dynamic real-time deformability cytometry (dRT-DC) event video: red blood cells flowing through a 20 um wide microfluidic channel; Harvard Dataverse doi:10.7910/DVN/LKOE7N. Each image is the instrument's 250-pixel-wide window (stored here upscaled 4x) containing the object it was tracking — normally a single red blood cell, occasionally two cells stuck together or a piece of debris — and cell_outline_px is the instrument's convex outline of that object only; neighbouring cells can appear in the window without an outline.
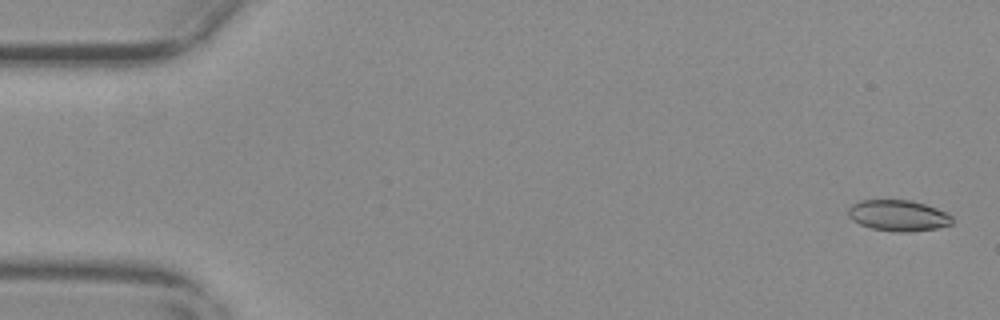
{"species": "common noctule bat (a hibernating species)", "species_latin": "Nyctalus noctula", "temperature_condition": "warm", "stored_images_in_passage": 57, "camera_frame_rate_fps": 3000, "um_per_image_px": 0.085, "animal": {"sex": "female", "body_mass_g": 29.2, "forearm_length_mm": 56.3}, "frame": {"image": 1, "passage_image": 2, "time_ms": 0.333, "image_size_px": [1000, 320], "cell_outline_px": [[952, 224], [936, 228], [912, 232], [892, 232], [872, 228], [860, 224], [852, 220], [848, 216], [848, 208], [852, 204], [860, 200], [912, 200], [948, 212], [952, 216]], "centroid_in_image_um": [76.35, 18.32], "position_along_channel_um": 8.6, "area_um2": 18.96}}
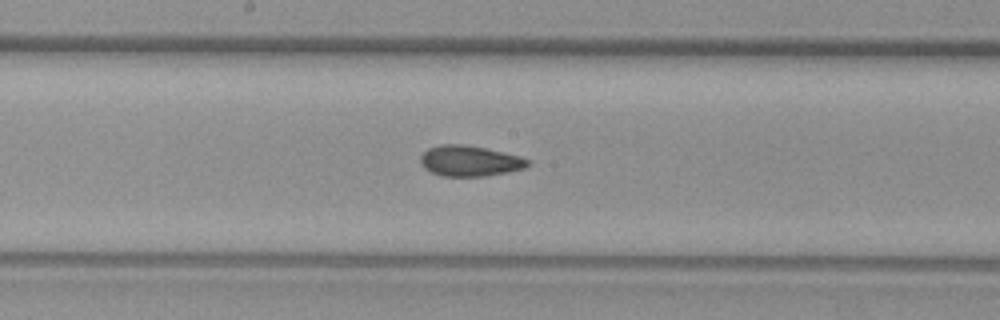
{"frame": {"image": 2, "passage_image": 30, "time_ms": 9.667, "image_size_px": [1000, 320], "cell_outline_px": [[532, 164], [524, 168], [508, 172], [484, 176], [440, 176], [424, 168], [420, 164], [420, 156], [428, 148], [440, 144], [460, 144], [484, 148], [520, 156], [528, 160]], "centroid_in_image_um": [39.9, 13.68], "position_along_channel_um": 208.3, "area_um2": 19.13}}
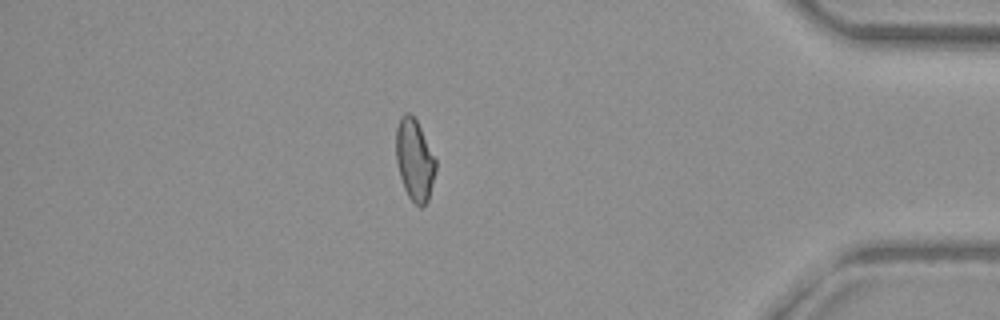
{"frame": {"image": 3, "passage_image": 49, "time_ms": 16.0, "image_size_px": [1000, 320], "cell_outline_px": [[436, 168], [428, 200], [420, 208], [408, 196], [404, 188], [400, 176], [396, 160], [396, 128], [400, 116], [404, 112], [408, 112], [416, 120], [436, 160]], "centroid_in_image_um": [35.22, 13.58], "position_along_channel_um": 400.0, "area_um2": 18.61}, "authors_computed_cell_mechanics": {"area_um2": 19.1896, "velocity_mm_per_s": 3.688, "shape_relaxation_time_tau1_ms": null, "shape_relaxation_time_tau2_ms": 2.1508, "deformation_change_tau1": null, "deformation_change_tau2": 0.0758}}